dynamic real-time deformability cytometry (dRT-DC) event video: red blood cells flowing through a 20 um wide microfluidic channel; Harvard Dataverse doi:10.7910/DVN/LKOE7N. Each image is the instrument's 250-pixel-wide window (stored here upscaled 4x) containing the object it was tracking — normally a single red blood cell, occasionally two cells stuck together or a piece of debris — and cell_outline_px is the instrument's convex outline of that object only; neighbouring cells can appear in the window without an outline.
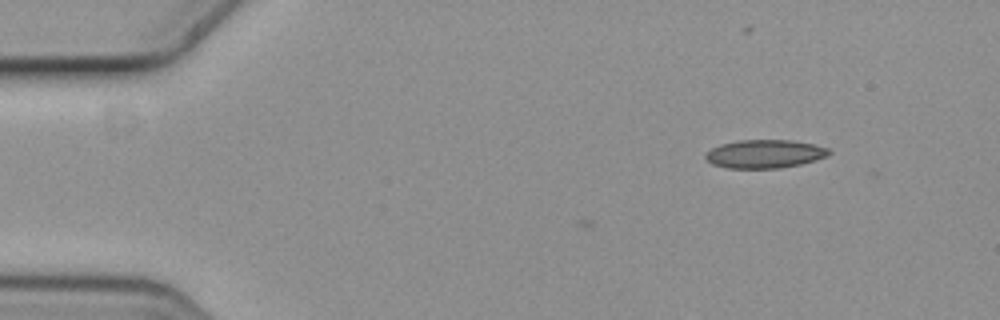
{"species": "common noctule bat (a hibernating species)", "species_latin": "Nyctalus noctula", "temperature_condition": "cold", "stored_images_in_passage": 3, "camera_frame_rate_fps": 3000, "um_per_image_px": 0.085, "animal": {"sex": "female", "body_mass_g": 19.3, "forearm_length_mm": 54.1}, "frame": {"image": 1, "passage_image": 3, "time_ms": 0.667, "image_size_px": [1000, 320], "cell_outline_px": [[832, 152], [828, 156], [816, 160], [800, 164], [780, 168], [728, 168], [712, 164], [704, 156], [712, 148], [720, 144], [740, 140], [792, 140], [812, 144], [828, 148]], "centroid_in_image_um": [65.02, 13.08], "position_along_channel_um": 20.0, "area_um2": 20.35}}